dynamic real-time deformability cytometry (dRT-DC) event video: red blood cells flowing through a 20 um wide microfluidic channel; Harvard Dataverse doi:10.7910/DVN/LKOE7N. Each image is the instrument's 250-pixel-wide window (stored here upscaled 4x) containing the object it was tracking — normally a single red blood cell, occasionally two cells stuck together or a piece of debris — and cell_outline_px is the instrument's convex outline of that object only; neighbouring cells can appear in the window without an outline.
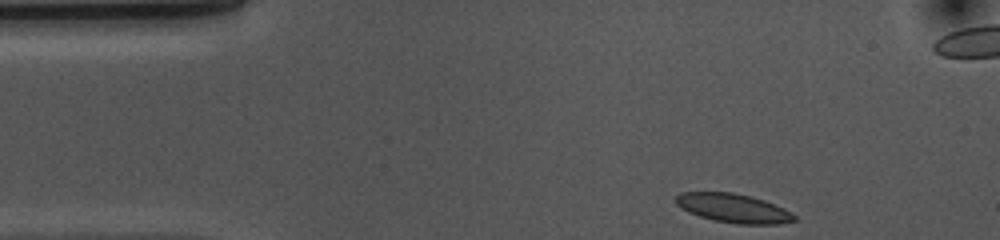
{"species": "common noctule bat (a hibernating species)", "species_latin": "Nyctalus noctula", "temperature_condition": "cold", "stored_images_in_passage": 37, "camera_frame_rate_fps": 3000, "um_per_image_px": 0.085, "animal": {"sex": "female", "body_mass_g": 10.0, "forearm_length_mm": 53.1}, "frame": {"image": 1, "passage_image": 1, "time_ms": 0.0, "image_size_px": [1000, 240], "cell_outline_px": [[796, 220], [780, 224], [736, 224], [712, 220], [688, 212], [680, 208], [676, 204], [676, 196], [684, 192], [732, 192], [752, 196], [764, 200], [784, 208], [796, 216]], "centroid_in_image_um": [62.34, 17.7], "position_along_channel_um": 22.7, "area_um2": 20.06}}
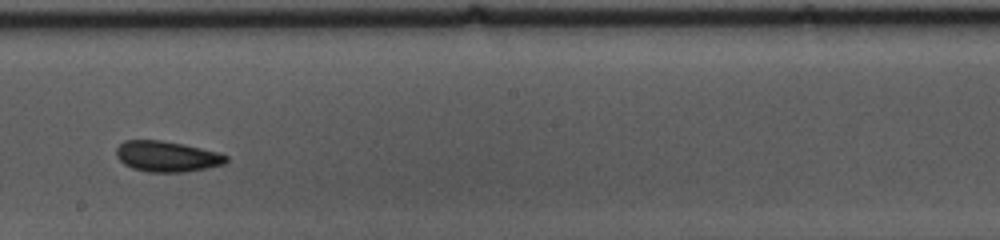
{"frame": {"image": 2, "passage_image": 23, "time_ms": 7.333, "image_size_px": [1000, 240], "cell_outline_px": [[228, 160], [224, 164], [208, 168], [184, 172], [148, 172], [132, 168], [124, 164], [116, 156], [116, 148], [124, 140], [160, 140], [184, 144], [220, 152], [228, 156]], "centroid_in_image_um": [14.21, 13.29], "position_along_channel_um": 234.0, "area_um2": 19.83}}
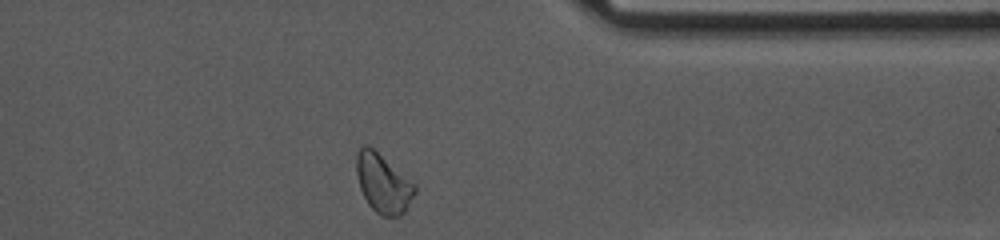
{"frame": {"image": 3, "passage_image": 36, "time_ms": 11.667, "image_size_px": [1000, 240], "cell_outline_px": [[416, 192], [404, 212], [400, 216], [380, 216], [368, 204], [360, 188], [356, 172], [356, 156], [360, 148], [364, 144], [368, 144], [416, 184]], "centroid_in_image_um": [32.56, 15.58], "position_along_channel_um": 378.8, "area_um2": 20.0}, "authors_computed_cell_mechanics": {"area_um2": 19.8254, "velocity_mm_per_s": 3.6397, "shape_relaxation_time_tau1_ms": 9.2799, "shape_relaxation_time_tau2_ms": 7.312, "deformation_change_tau1": 0.1177, "deformation_change_tau2": 0.0978}}